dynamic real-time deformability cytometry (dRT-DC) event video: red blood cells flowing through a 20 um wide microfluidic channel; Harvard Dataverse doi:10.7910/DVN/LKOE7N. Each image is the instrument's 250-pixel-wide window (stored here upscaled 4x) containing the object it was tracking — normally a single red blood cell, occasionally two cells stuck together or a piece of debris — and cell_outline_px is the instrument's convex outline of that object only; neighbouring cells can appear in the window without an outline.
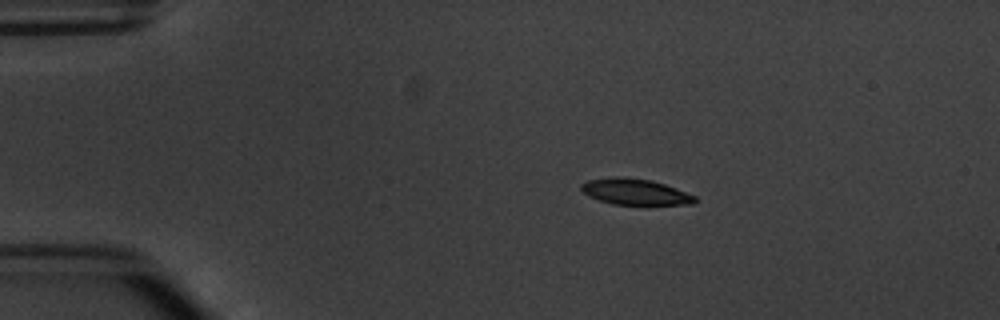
{"species": "common noctule bat (a hibernating species)", "species_latin": "Nyctalus noctula", "temperature_condition": "warm", "stored_images_in_passage": 6, "camera_frame_rate_fps": 3000, "um_per_image_px": 0.085, "animal": {"sex": "male", "body_mass_g": 20.1, "forearm_length_mm": 53.5}, "frame": {"image": 1, "passage_image": 2, "time_ms": 2.0, "image_size_px": [1000, 320], "cell_outline_px": [[696, 200], [692, 204], [612, 204], [588, 196], [580, 188], [580, 184], [588, 180], [616, 176], [652, 180], [676, 188], [696, 196]], "centroid_in_image_um": [53.96, 16.29], "position_along_channel_um": 31.0, "area_um2": 17.05}}
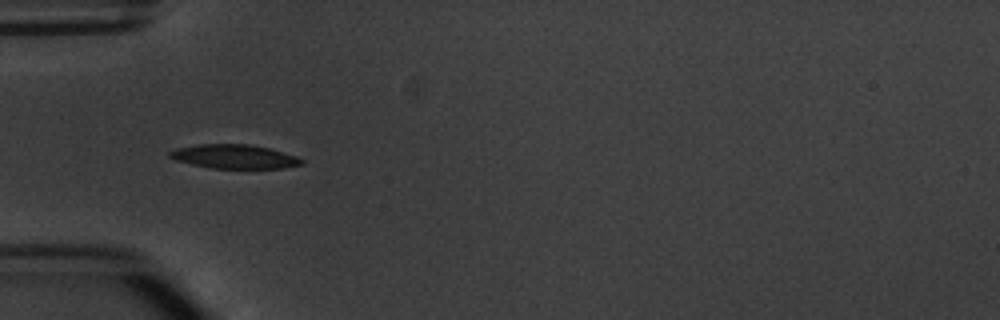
{"frame": {"image": 2, "passage_image": 4, "time_ms": 4.333, "image_size_px": [1000, 320], "cell_outline_px": [[304, 164], [284, 168], [212, 168], [192, 164], [176, 160], [168, 156], [168, 152], [176, 148], [196, 144], [248, 144], [268, 148], [296, 156], [304, 160]], "centroid_in_image_um": [19.91, 13.3], "position_along_channel_um": 65.1, "area_um2": 18.38}}